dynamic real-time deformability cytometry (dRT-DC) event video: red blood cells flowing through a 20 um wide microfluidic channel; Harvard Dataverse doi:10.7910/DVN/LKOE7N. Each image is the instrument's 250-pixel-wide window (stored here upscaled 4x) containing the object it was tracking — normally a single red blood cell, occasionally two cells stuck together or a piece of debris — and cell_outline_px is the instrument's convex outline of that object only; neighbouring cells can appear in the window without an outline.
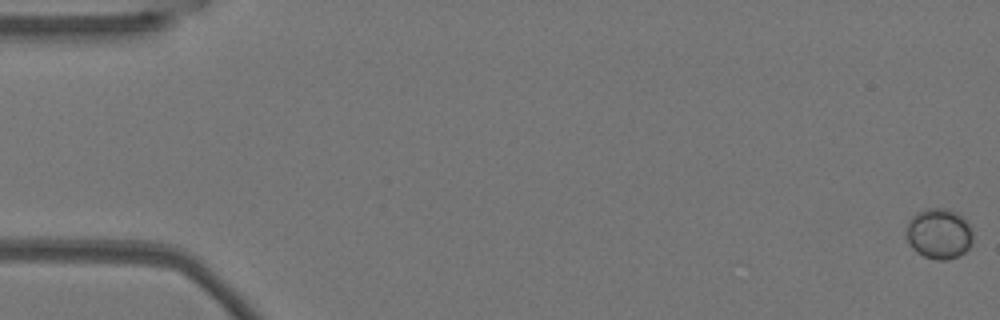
{"species": "Egyptian fruit bat (a non-hibernating species)", "species_latin": "Rousettus aegyptiacus", "temperature_condition": "warm", "stored_images_in_passage": 55, "camera_frame_rate_fps": 3000, "um_per_image_px": 0.085, "animal": {"sex": "female"}, "frame": {"image": 1, "passage_image": 1, "time_ms": 0.0, "image_size_px": [1000, 320], "cell_outline_px": [[972, 240], [968, 248], [960, 256], [948, 260], [936, 260], [924, 256], [916, 252], [908, 244], [904, 236], [904, 232], [908, 220], [916, 212], [924, 208], [948, 208], [956, 212], [972, 228]], "centroid_in_image_um": [79.75, 19.86], "position_along_channel_um": 5.2, "area_um2": 20.06}}
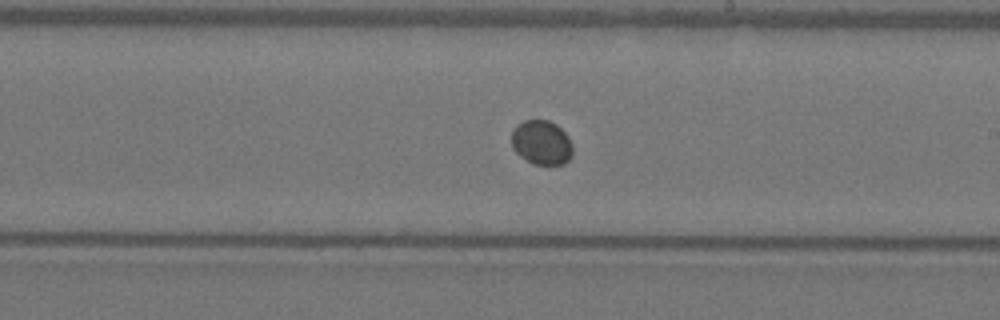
{"frame": {"image": 2, "passage_image": 32, "time_ms": 10.333, "image_size_px": [1000, 320], "cell_outline_px": [[572, 156], [564, 164], [532, 164], [520, 156], [512, 148], [512, 128], [516, 124], [524, 120], [548, 120], [556, 124], [568, 136], [572, 144]], "centroid_in_image_um": [46.02, 12.11], "position_along_channel_um": 243.0, "area_um2": 15.95}}
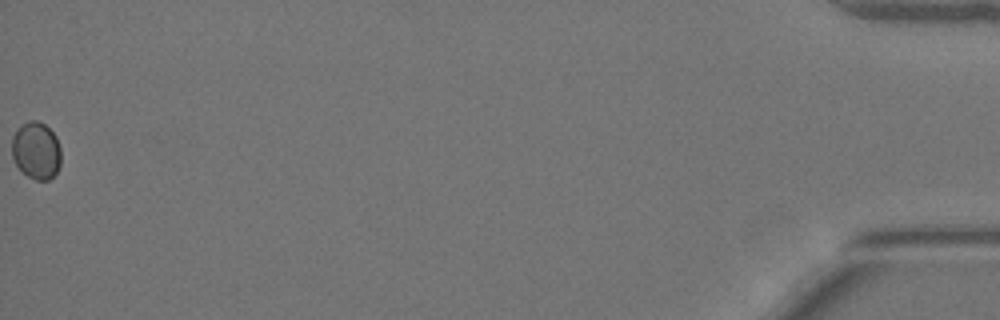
{"frame": {"image": 3, "passage_image": 55, "time_ms": 18.0, "image_size_px": [1000, 320], "cell_outline_px": [[60, 164], [56, 172], [48, 180], [36, 180], [28, 176], [16, 164], [12, 156], [12, 136], [28, 120], [36, 120], [44, 124], [56, 136], [60, 148]], "centroid_in_image_um": [3.08, 12.8], "position_along_channel_um": 432.1, "area_um2": 16.13}}